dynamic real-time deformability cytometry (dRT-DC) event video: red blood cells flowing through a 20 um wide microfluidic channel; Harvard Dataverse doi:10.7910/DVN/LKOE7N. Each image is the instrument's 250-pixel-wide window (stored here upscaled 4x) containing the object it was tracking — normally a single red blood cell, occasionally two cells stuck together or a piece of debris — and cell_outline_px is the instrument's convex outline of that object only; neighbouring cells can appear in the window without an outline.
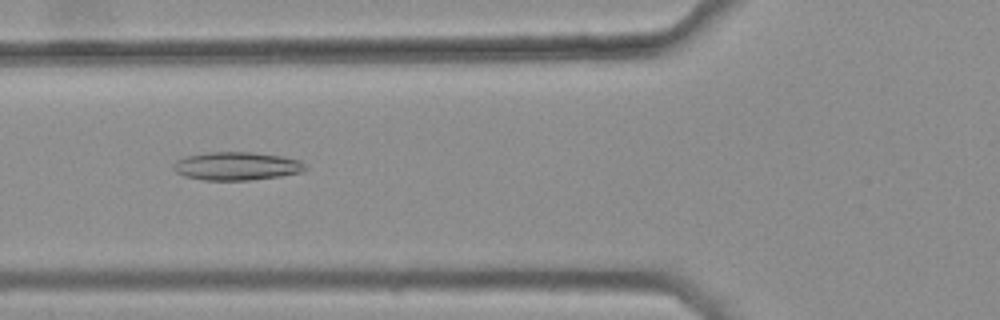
{"species": "common noctule bat (a hibernating species)", "species_latin": "Nyctalus noctula", "temperature_condition": "warm", "stored_images_in_passage": 46, "camera_frame_rate_fps": 3000, "um_per_image_px": 0.085, "animal": {"sex": "female", "body_mass_g": 25.1}, "frame": {"image": 1, "passage_image": 19, "time_ms": 6.0, "image_size_px": [1000, 320], "cell_outline_px": [[308, 168], [300, 172], [280, 176], [248, 180], [204, 180], [184, 176], [176, 172], [172, 168], [172, 164], [176, 160], [184, 156], [208, 152], [252, 152], [284, 156], [300, 160]], "centroid_in_image_um": [20.09, 14.11], "position_along_channel_um": 105.7, "area_um2": 21.85}}
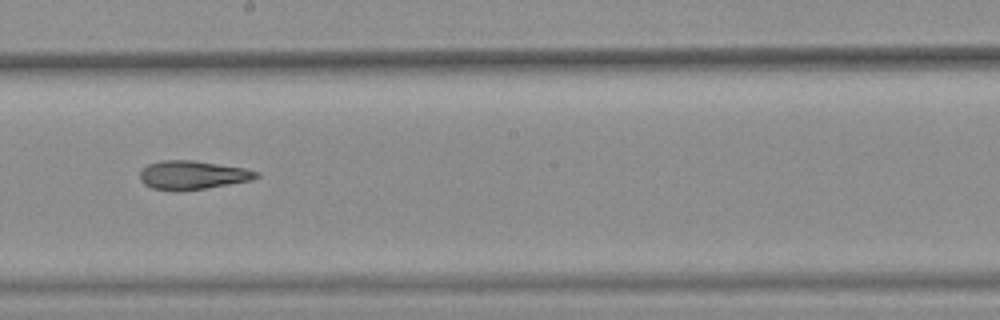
{"frame": {"image": 2, "passage_image": 29, "time_ms": 9.333, "image_size_px": [1000, 320], "cell_outline_px": [[260, 176], [252, 180], [180, 192], [176, 192], [152, 188], [144, 184], [140, 180], [140, 172], [148, 164], [160, 160], [192, 160], [244, 168], [260, 172]], "centroid_in_image_um": [16.35, 14.89], "position_along_channel_um": 231.9, "area_um2": 19.54}}
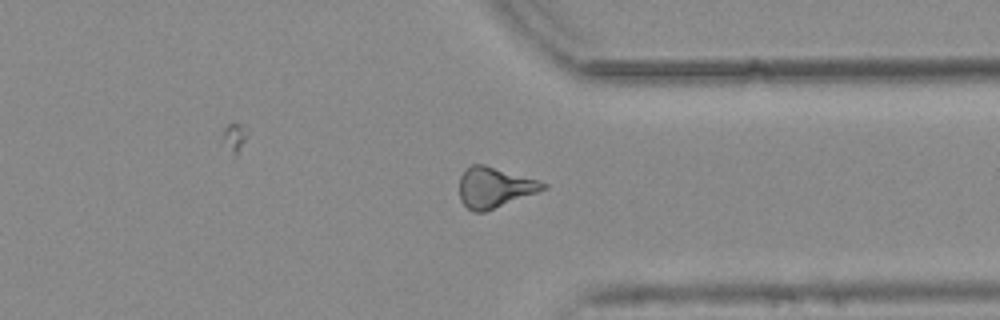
{"frame": {"image": 3, "passage_image": 40, "time_ms": 13.0, "image_size_px": [1000, 320], "cell_outline_px": [[548, 188], [484, 212], [472, 212], [460, 200], [460, 176], [464, 168], [472, 164], [484, 164], [540, 180], [548, 184]], "centroid_in_image_um": [42.03, 15.91], "position_along_channel_um": 369.4, "area_um2": 19.83}, "authors_computed_cell_mechanics": {"area_um2": 19.8543, "velocity_mm_per_s": 3.79, "shape_relaxation_time_tau1_ms": null, "shape_relaxation_time_tau2_ms": 6.561, "deformation_change_tau1": null, "deformation_change_tau2": 0.1962}}